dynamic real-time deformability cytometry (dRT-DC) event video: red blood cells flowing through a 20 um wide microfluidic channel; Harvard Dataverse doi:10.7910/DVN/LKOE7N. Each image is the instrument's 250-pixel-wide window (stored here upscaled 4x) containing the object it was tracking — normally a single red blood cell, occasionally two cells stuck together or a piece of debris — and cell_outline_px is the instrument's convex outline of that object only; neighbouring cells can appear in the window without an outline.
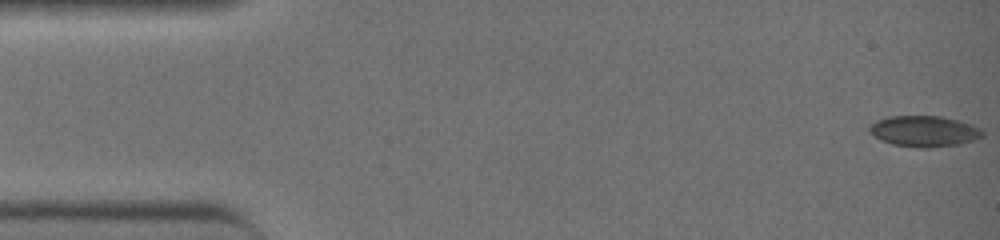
{"species": "common noctule bat (a hibernating species)", "species_latin": "Nyctalus noctula", "temperature_condition": "warm", "stored_images_in_passage": 27, "camera_frame_rate_fps": 3000, "um_per_image_px": 0.085, "animal": {"sex": "female", "body_mass_g": 19.0, "forearm_length_mm": 51.5}, "frame": {"image": 1, "passage_image": 1, "time_ms": 0.0, "image_size_px": [1000, 240], "cell_outline_px": [[984, 136], [960, 144], [928, 148], [924, 148], [892, 144], [880, 140], [868, 132], [868, 128], [876, 120], [888, 116], [940, 116], [960, 120], [972, 124], [980, 128], [984, 132]], "centroid_in_image_um": [78.55, 11.15], "position_along_channel_um": 6.4, "area_um2": 20.52}}
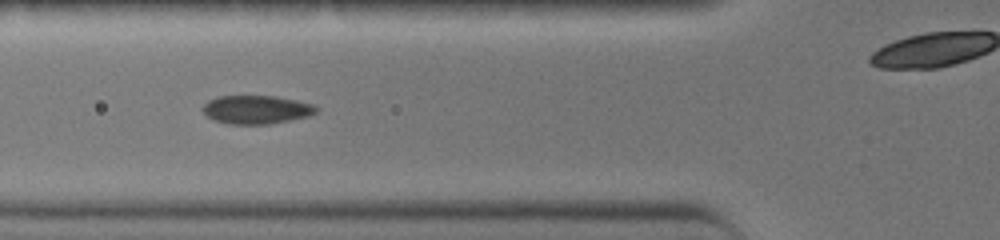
{"frame": {"image": 2, "passage_image": 16, "time_ms": 5.0, "image_size_px": [1000, 240], "cell_outline_px": [[320, 108], [316, 112], [308, 116], [268, 124], [228, 124], [212, 120], [200, 108], [208, 100], [216, 96], [276, 96], [316, 104]], "centroid_in_image_um": [21.79, 9.31], "position_along_channel_um": 104.0, "area_um2": 19.02}}
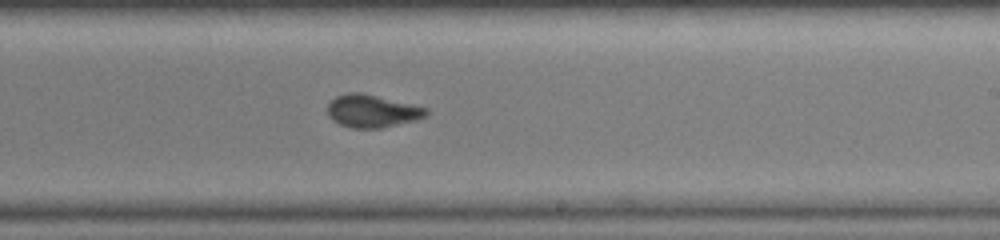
{"frame": {"image": 3, "passage_image": 26, "time_ms": 8.333, "image_size_px": [1000, 240], "cell_outline_px": [[428, 116], [416, 120], [380, 128], [352, 128], [340, 124], [332, 120], [328, 116], [328, 104], [336, 96], [348, 92], [360, 92], [412, 104], [428, 108]], "centroid_in_image_um": [31.64, 9.44], "position_along_channel_um": 257.4, "area_um2": 18.79}}